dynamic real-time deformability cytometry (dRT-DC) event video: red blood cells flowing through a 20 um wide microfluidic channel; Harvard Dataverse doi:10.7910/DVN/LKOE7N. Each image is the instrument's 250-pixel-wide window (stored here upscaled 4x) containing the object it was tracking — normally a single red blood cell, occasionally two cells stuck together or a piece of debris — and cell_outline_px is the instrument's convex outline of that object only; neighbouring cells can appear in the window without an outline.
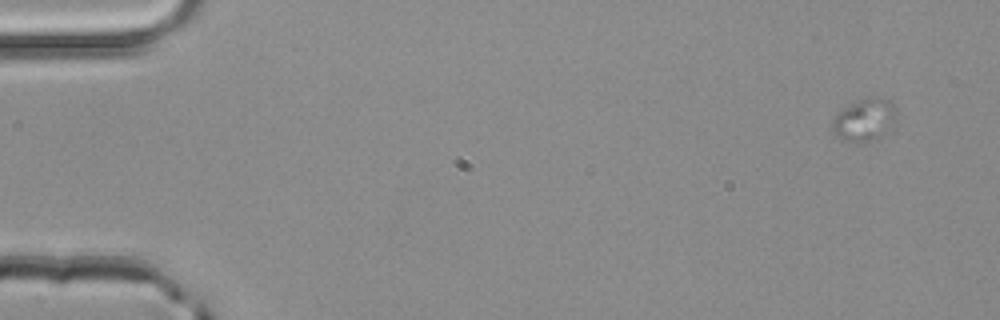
{"species": "common noctule bat (a hibernating species)", "species_latin": "Nyctalus noctula", "temperature_condition": "room temperature", "stored_images_in_passage": 4, "camera_frame_rate_fps": 3000, "um_per_image_px": 0.085, "animal": {"sex": "male", "body_mass_g": 20.4}, "frame": {"image": 1, "passage_image": 1, "time_ms": 0.0, "image_size_px": [1000, 320], "cell_outline_px": [[896, 108], [892, 124], [876, 140], [848, 140], [836, 136], [832, 128], [832, 120], [840, 112], [864, 96], [868, 96], [888, 100]], "centroid_in_image_um": [73.47, 10.15], "position_along_channel_um": 11.5, "area_um2": 15.03}}